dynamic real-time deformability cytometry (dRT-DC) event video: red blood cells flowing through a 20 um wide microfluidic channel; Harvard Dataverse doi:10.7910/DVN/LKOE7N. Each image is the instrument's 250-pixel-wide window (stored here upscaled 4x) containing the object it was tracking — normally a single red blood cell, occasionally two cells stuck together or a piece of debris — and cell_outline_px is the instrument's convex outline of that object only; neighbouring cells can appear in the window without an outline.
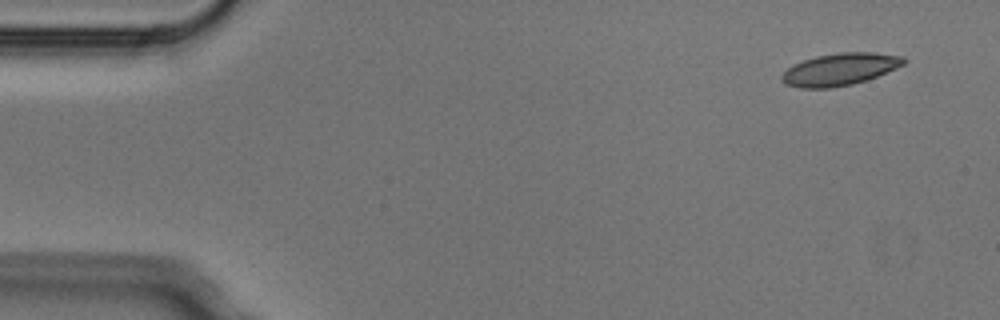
{"species": "Egyptian fruit bat (a non-hibernating species)", "species_latin": "Rousettus aegyptiacus", "temperature_condition": "cold", "stored_images_in_passage": 4, "camera_frame_rate_fps": 3000, "um_per_image_px": 0.085, "animal": {"sex": "male"}, "frame": {"image": 1, "passage_image": 1, "time_ms": 0.0, "image_size_px": [1000, 320], "cell_outline_px": [[908, 60], [904, 64], [896, 68], [876, 76], [852, 84], [832, 88], [800, 88], [784, 84], [780, 80], [780, 76], [792, 64], [816, 56], [840, 52], [872, 52], [904, 56]], "centroid_in_image_um": [71.36, 5.89], "position_along_channel_um": 13.6, "area_um2": 22.95}}
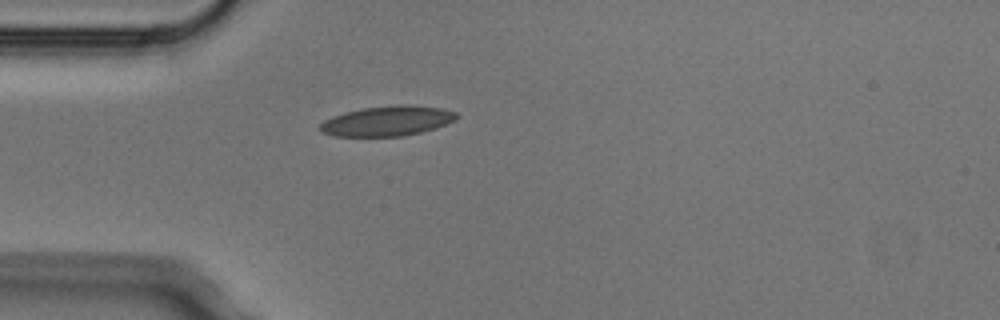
{"frame": {"image": 2, "passage_image": 4, "time_ms": 1.0, "image_size_px": [1000, 320], "cell_outline_px": [[456, 120], [436, 128], [404, 136], [336, 136], [320, 132], [316, 128], [324, 120], [332, 116], [344, 112], [364, 108], [396, 104], [408, 104], [440, 108], [456, 112]], "centroid_in_image_um": [32.88, 10.28], "position_along_channel_um": 52.1, "area_um2": 23.99}}